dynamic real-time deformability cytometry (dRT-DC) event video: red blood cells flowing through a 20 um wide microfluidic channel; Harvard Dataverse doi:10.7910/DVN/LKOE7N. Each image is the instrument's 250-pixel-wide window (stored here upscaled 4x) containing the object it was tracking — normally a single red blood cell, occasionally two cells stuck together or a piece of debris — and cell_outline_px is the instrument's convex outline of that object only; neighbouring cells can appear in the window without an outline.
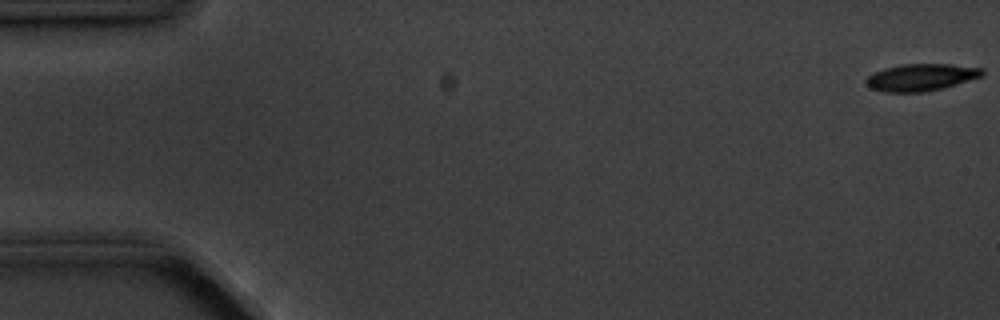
{"species": "common noctule bat (a hibernating species)", "species_latin": "Nyctalus noctula", "temperature_condition": "cold", "stored_images_in_passage": 6, "camera_frame_rate_fps": 3000, "um_per_image_px": 0.085, "animal": {"sex": "male", "body_mass_g": 20.1, "forearm_length_mm": 53.5}, "frame": {"image": 1, "passage_image": 1, "time_ms": 0.0, "image_size_px": [1000, 320], "cell_outline_px": [[984, 76], [956, 84], [924, 92], [884, 92], [872, 88], [864, 80], [868, 76], [884, 68], [900, 64], [948, 64], [984, 68]], "centroid_in_image_um": [78.31, 6.56], "position_along_channel_um": 6.7, "area_um2": 18.21}}
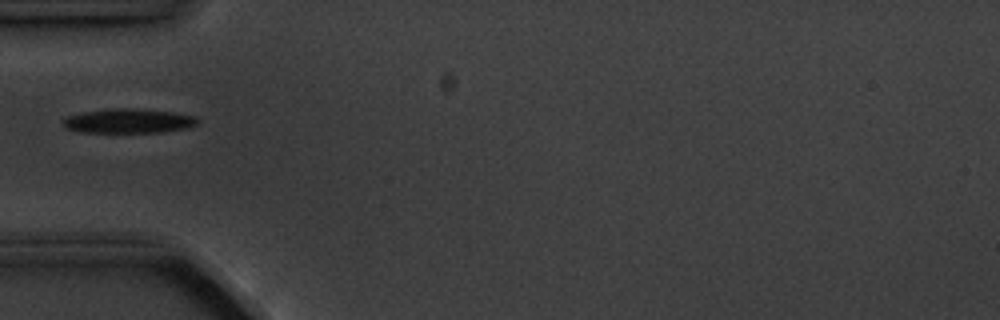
{"frame": {"image": 2, "passage_image": 6, "time_ms": 5.667, "image_size_px": [1000, 320], "cell_outline_px": [[200, 124], [188, 128], [160, 132], [84, 132], [64, 128], [60, 124], [60, 120], [68, 116], [80, 112], [112, 108], [132, 108], [172, 112], [196, 116], [200, 120]], "centroid_in_image_um": [10.91, 10.28], "position_along_channel_um": 74.1, "area_um2": 19.42}}